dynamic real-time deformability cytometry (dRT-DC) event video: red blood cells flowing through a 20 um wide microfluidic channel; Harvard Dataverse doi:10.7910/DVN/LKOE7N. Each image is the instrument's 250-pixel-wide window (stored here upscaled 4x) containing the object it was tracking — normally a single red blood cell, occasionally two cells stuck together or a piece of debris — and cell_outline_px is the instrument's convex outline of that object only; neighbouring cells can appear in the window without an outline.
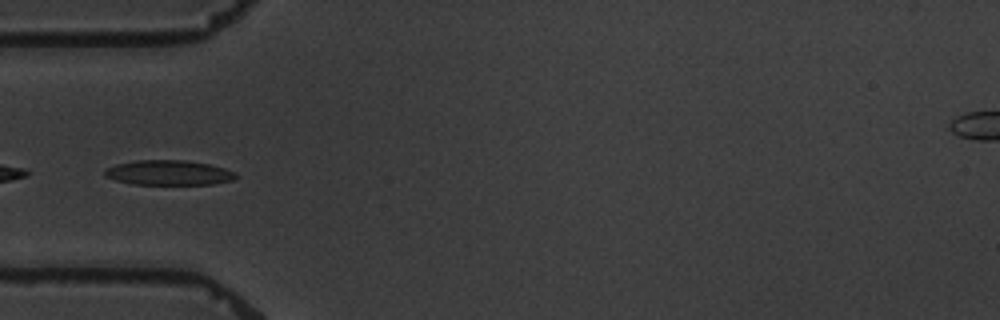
{"species": "common noctule bat (a hibernating species)", "species_latin": "Nyctalus noctula", "temperature_condition": "warm", "stored_images_in_passage": 5, "camera_frame_rate_fps": 3000, "um_per_image_px": 0.085, "animal": {"sex": "male", "body_mass_g": 19.5, "forearm_length_mm": 54.6}, "frame": {"image": 1, "passage_image": 4, "time_ms": 4.333, "image_size_px": [1000, 320], "cell_outline_px": [[236, 176], [232, 180], [212, 184], [132, 184], [116, 180], [104, 176], [104, 172], [108, 168], [116, 164], [136, 160], [184, 160], [208, 164], [224, 168], [236, 172]], "centroid_in_image_um": [14.33, 14.68], "position_along_channel_um": 70.7, "area_um2": 18.84}}